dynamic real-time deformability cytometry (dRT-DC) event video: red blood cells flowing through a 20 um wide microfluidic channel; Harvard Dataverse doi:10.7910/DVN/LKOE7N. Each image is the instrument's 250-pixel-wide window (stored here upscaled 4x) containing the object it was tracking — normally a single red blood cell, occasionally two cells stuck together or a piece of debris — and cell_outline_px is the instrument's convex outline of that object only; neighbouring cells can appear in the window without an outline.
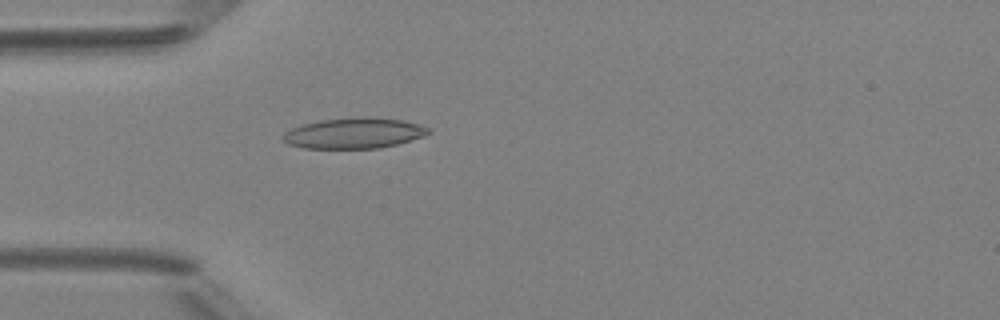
{"species": "Egyptian fruit bat (a non-hibernating species)", "species_latin": "Rousettus aegyptiacus", "temperature_condition": "room temperature", "stored_images_in_passage": 48, "camera_frame_rate_fps": 3000, "um_per_image_px": 0.085, "animal": {"sex": "female"}, "frame": {"image": 1, "passage_image": 14, "time_ms": 4.333, "image_size_px": [1000, 320], "cell_outline_px": [[432, 132], [424, 136], [396, 144], [380, 148], [304, 148], [288, 144], [280, 136], [284, 132], [292, 128], [304, 124], [320, 120], [360, 116], [372, 116], [404, 120], [420, 124], [428, 128]], "centroid_in_image_um": [30.11, 11.3], "position_along_channel_um": 54.9, "area_um2": 26.18}}
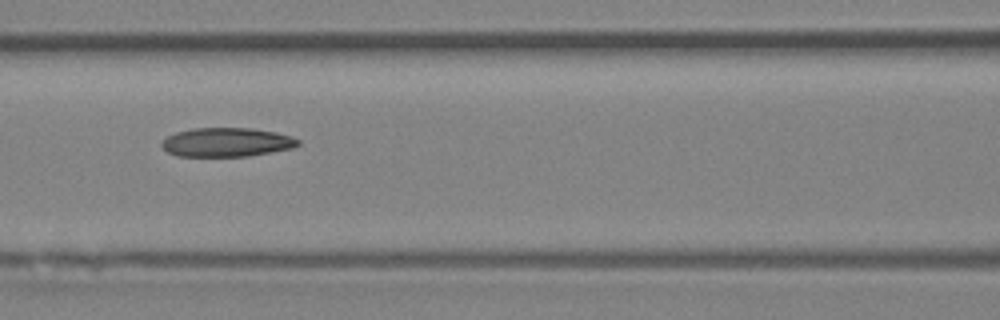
{"frame": {"image": 2, "passage_image": 21, "time_ms": 6.667, "image_size_px": [1000, 320], "cell_outline_px": [[300, 144], [292, 148], [248, 156], [176, 156], [168, 152], [160, 144], [168, 136], [176, 132], [192, 128], [252, 128], [276, 132], [292, 136], [300, 140]], "centroid_in_image_um": [19.28, 12.08], "position_along_channel_um": 147.3, "area_um2": 23.0}}
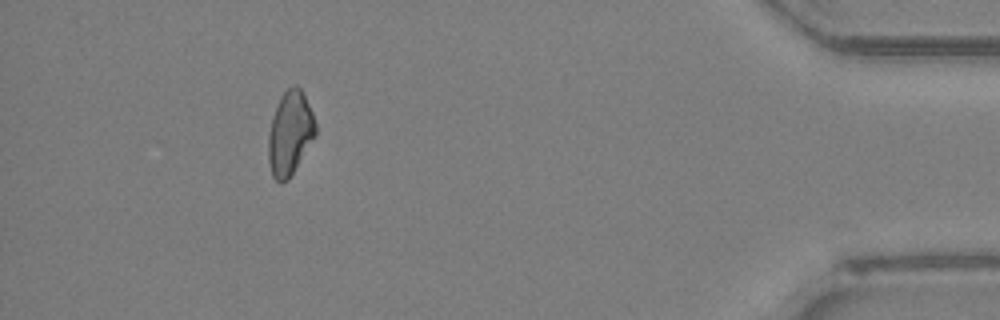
{"frame": {"image": 3, "passage_image": 44, "time_ms": 14.333, "image_size_px": [1000, 320], "cell_outline_px": [[316, 136], [288, 180], [280, 184], [272, 176], [268, 160], [268, 136], [272, 116], [280, 96], [292, 84], [296, 84], [304, 92], [312, 112], [316, 124]], "centroid_in_image_um": [24.65, 11.31], "position_along_channel_um": 410.6, "area_um2": 23.35}}